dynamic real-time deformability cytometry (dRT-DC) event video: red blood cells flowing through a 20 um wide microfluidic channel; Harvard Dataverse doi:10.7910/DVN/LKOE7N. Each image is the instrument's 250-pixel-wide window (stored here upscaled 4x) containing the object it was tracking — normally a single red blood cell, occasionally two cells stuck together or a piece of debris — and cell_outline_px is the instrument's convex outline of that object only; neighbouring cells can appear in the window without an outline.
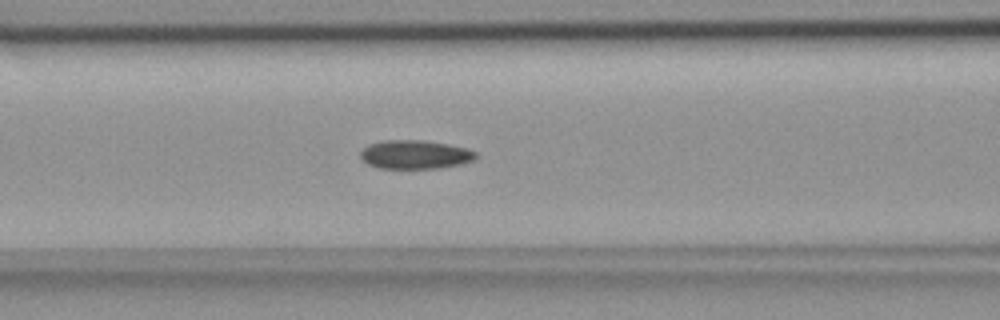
{"species": "common noctule bat (a hibernating species)", "species_latin": "Nyctalus noctula", "temperature_condition": "room temperature", "stored_images_in_passage": 38, "camera_frame_rate_fps": 3000, "um_per_image_px": 0.085, "animal": {"sex": "female", "body_mass_g": 18.4}, "frame": {"image": 1, "passage_image": 7, "time_ms": 2.0, "image_size_px": [1000, 320], "cell_outline_px": [[476, 156], [472, 160], [460, 164], [436, 168], [380, 168], [368, 164], [360, 156], [360, 152], [368, 144], [380, 140], [424, 140], [448, 144], [468, 148], [476, 152]], "centroid_in_image_um": [35.26, 13.12], "position_along_channel_um": 131.3, "area_um2": 19.25}}
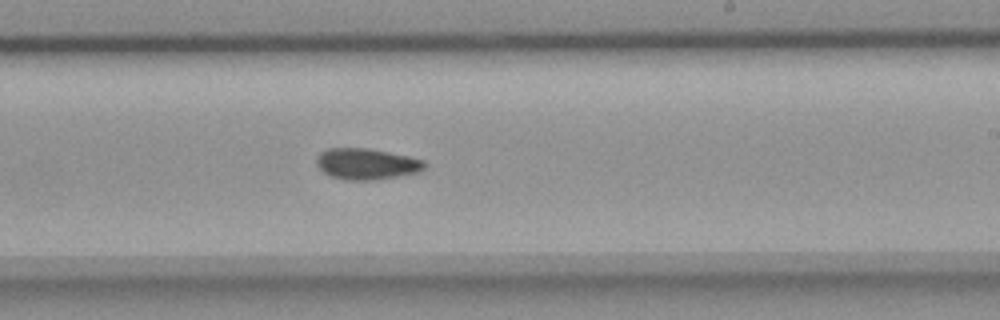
{"frame": {"image": 2, "passage_image": 17, "time_ms": 5.333, "image_size_px": [1000, 320], "cell_outline_px": [[428, 164], [420, 172], [376, 180], [344, 180], [332, 176], [324, 172], [316, 164], [316, 160], [320, 152], [328, 148], [368, 148], [408, 156], [424, 160]], "centroid_in_image_um": [31.18, 13.93], "position_along_channel_um": 257.8, "area_um2": 19.65}}
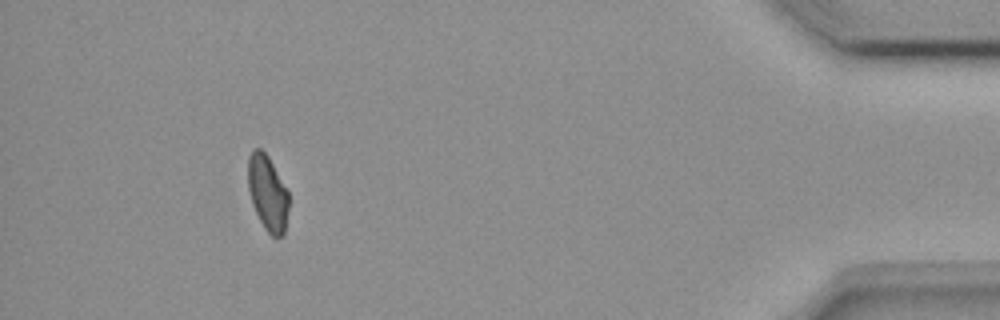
{"frame": {"image": 3, "passage_image": 34, "time_ms": 11.0, "image_size_px": [1000, 320], "cell_outline_px": [[288, 208], [284, 236], [272, 236], [264, 228], [252, 204], [248, 188], [248, 156], [252, 148], [260, 148], [268, 156], [288, 192]], "centroid_in_image_um": [22.73, 16.39], "position_along_channel_um": 412.5, "area_um2": 17.8}, "authors_computed_cell_mechanics": {"area_um2": 18.9006, "velocity_mm_per_s": 3.8109, "shape_relaxation_time_tau1_ms": 7.7331, "shape_relaxation_time_tau2_ms": null, "deformation_change_tau1": 0.1525, "deformation_change_tau2": null}}